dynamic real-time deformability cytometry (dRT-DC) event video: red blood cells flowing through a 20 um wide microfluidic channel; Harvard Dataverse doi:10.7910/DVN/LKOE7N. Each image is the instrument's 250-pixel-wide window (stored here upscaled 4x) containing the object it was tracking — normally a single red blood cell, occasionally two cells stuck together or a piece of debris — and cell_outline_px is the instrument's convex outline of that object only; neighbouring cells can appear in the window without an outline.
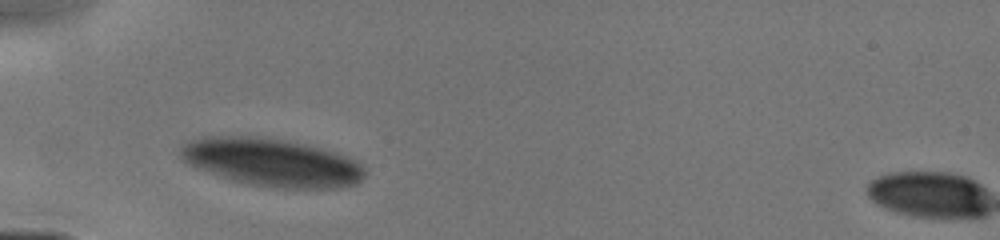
{"species": "human", "species_latin": "Homo sapiens", "temperature_condition": "cold", "stored_images_in_passage": 10, "camera_frame_rate_fps": 3000, "um_per_image_px": 0.085, "donor": {"sex": "male"}, "frame": {"image": 1, "passage_image": 1, "time_ms": 0.0, "image_size_px": [1000, 240], "cell_outline_px": [[364, 176], [356, 184], [336, 188], [280, 188], [248, 184], [232, 180], [188, 164], [180, 156], [180, 148], [188, 140], [204, 136], [256, 136], [288, 140], [320, 148], [356, 160], [364, 164]], "centroid_in_image_um": [23.09, 13.79], "position_along_channel_um": 61.9, "area_um2": 51.33}}